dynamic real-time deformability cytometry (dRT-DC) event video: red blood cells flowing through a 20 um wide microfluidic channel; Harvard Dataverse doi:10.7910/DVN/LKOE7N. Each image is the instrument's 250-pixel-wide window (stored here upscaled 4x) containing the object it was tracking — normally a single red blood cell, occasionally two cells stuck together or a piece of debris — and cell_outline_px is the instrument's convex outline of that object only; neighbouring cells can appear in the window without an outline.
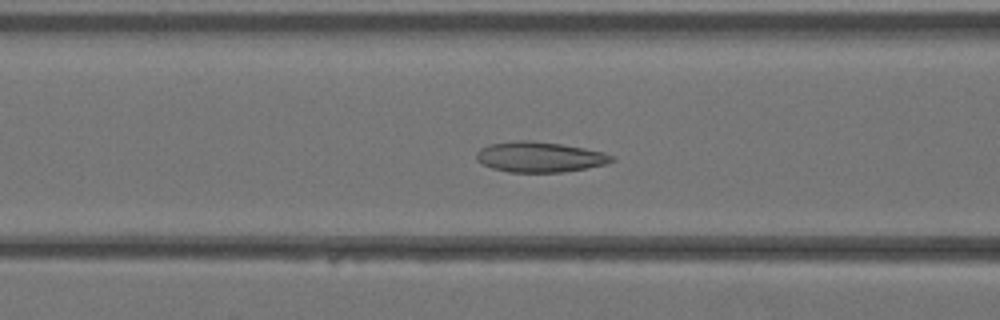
{"species": "Egyptian fruit bat (a non-hibernating species)", "species_latin": "Rousettus aegyptiacus", "temperature_condition": "warm", "stored_images_in_passage": 39, "camera_frame_rate_fps": 3000, "um_per_image_px": 0.085, "animal": {"sex": "female"}, "frame": {"image": 1, "passage_image": 14, "time_ms": 4.333, "image_size_px": [1000, 320], "cell_outline_px": [[616, 160], [608, 164], [564, 172], [508, 172], [492, 168], [476, 160], [476, 152], [480, 148], [488, 144], [516, 140], [532, 140], [560, 144], [584, 148], [604, 152], [616, 156]], "centroid_in_image_um": [45.9, 13.34], "position_along_channel_um": 120.7, "area_um2": 24.22}}
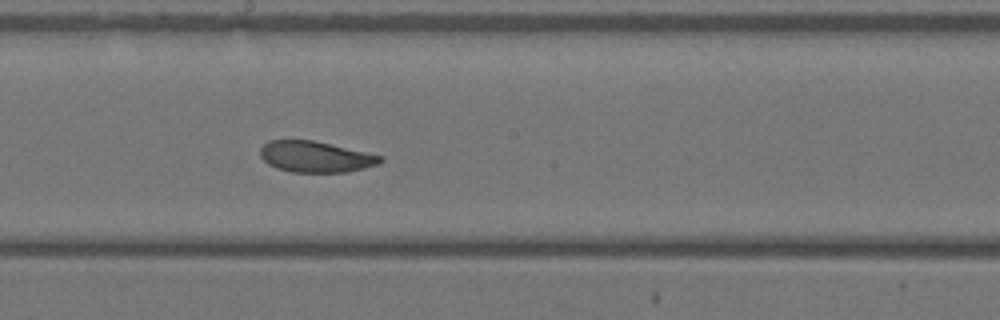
{"frame": {"image": 2, "passage_image": 20, "time_ms": 6.333, "image_size_px": [1000, 320], "cell_outline_px": [[384, 160], [376, 164], [348, 172], [292, 172], [276, 168], [268, 164], [260, 156], [260, 148], [268, 140], [312, 140], [384, 156]], "centroid_in_image_um": [26.79, 13.32], "position_along_channel_um": 221.4, "area_um2": 21.62}}
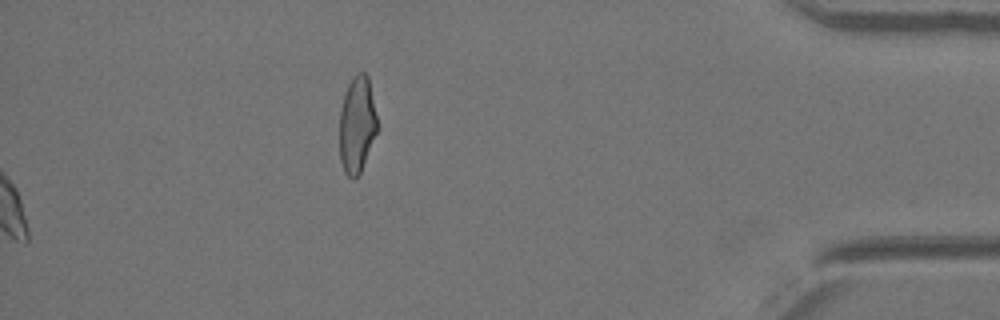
{"frame": {"image": 3, "passage_image": 39, "time_ms": 12.667, "image_size_px": [1000, 320], "cell_outline_px": [[380, 128], [360, 172], [352, 180], [344, 172], [340, 160], [340, 108], [348, 84], [352, 76], [356, 72], [364, 72], [368, 76], [380, 124]], "centroid_in_image_um": [30.38, 10.57], "position_along_channel_um": 404.8, "area_um2": 21.85}}